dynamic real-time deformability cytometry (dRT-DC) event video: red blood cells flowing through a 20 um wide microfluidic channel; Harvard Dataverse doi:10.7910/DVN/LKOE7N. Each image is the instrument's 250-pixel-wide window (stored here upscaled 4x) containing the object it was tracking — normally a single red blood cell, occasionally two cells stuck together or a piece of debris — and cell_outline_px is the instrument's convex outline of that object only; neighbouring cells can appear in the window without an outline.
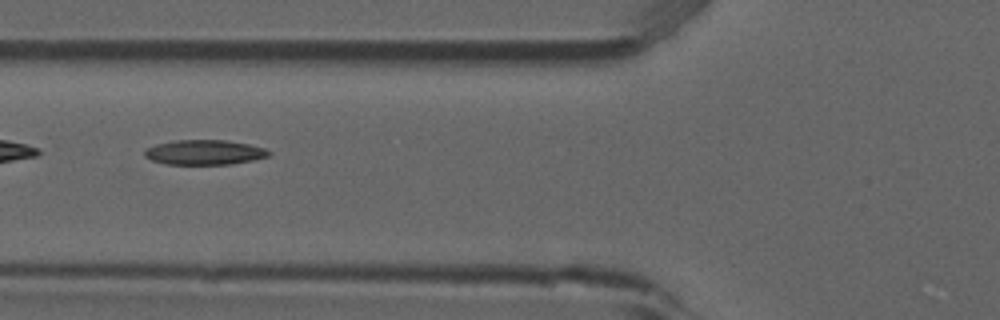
{"species": "common noctule bat (a hibernating species)", "species_latin": "Nyctalus noctula", "temperature_condition": "room temperature", "stored_images_in_passage": 8, "camera_frame_rate_fps": 3000, "um_per_image_px": 0.085, "animal": {"sex": "male", "forearm_length_mm": 52.5}, "frame": {"image": 1, "passage_image": 6, "time_ms": 1.667, "image_size_px": [1000, 320], "cell_outline_px": [[272, 152], [268, 156], [252, 160], [232, 164], [164, 164], [152, 160], [144, 156], [144, 148], [156, 144], [176, 140], [224, 140], [248, 144], [264, 148]], "centroid_in_image_um": [17.34, 12.95], "position_along_channel_um": 108.5, "area_um2": 17.98}}
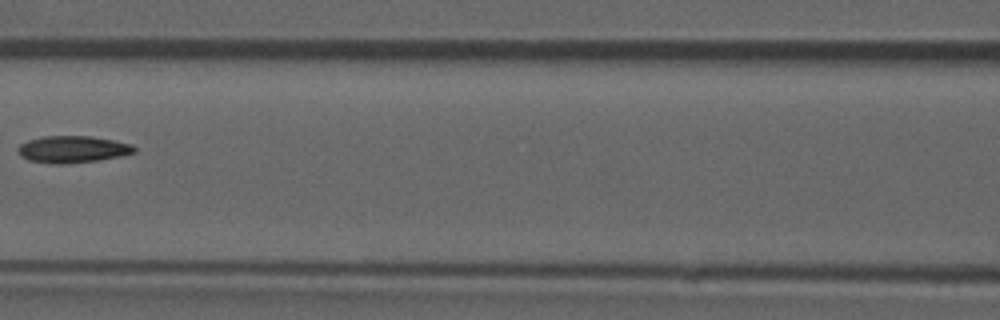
{"frame": {"image": 2, "passage_image": 7, "time_ms": 2.0, "image_size_px": [1000, 320], "cell_outline_px": [[136, 152], [120, 156], [96, 160], [60, 164], [52, 164], [28, 160], [20, 156], [20, 144], [28, 140], [44, 136], [92, 136], [132, 144], [136, 148]], "centroid_in_image_um": [6.18, 12.68], "position_along_channel_um": 160.4, "area_um2": 18.03}}